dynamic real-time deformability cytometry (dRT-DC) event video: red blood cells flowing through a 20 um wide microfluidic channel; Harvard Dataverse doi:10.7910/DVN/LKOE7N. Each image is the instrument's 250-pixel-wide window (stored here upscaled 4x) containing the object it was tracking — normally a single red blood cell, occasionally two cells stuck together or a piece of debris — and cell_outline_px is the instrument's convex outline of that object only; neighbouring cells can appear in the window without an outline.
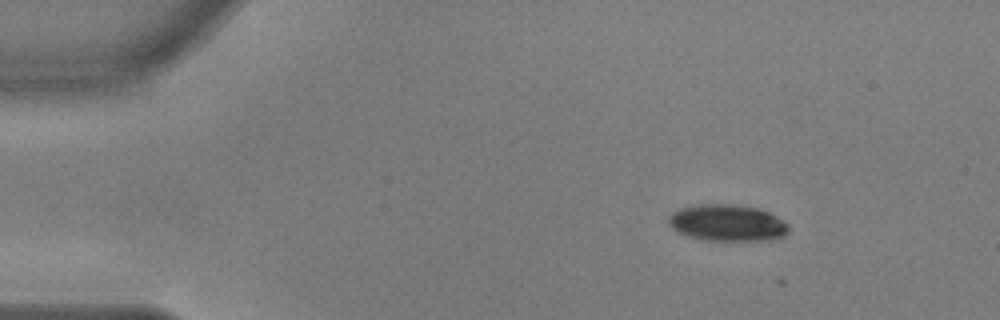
{"species": "common noctule bat (a hibernating species)", "species_latin": "Nyctalus noctula", "temperature_condition": "warm", "stored_images_in_passage": 5, "camera_frame_rate_fps": 3000, "um_per_image_px": 0.085, "animal": {"sex": "male", "body_mass_g": 17.9, "forearm_length_mm": 54.2}, "frame": {"image": 1, "passage_image": 1, "time_ms": 0.0, "image_size_px": [1000, 320], "cell_outline_px": [[788, 232], [784, 236], [760, 240], [708, 240], [688, 236], [676, 232], [668, 224], [668, 216], [672, 212], [680, 208], [700, 204], [732, 204], [756, 208], [768, 212], [784, 220], [788, 224]], "centroid_in_image_um": [61.78, 18.93], "position_along_channel_um": 23.2, "area_um2": 25.49}}